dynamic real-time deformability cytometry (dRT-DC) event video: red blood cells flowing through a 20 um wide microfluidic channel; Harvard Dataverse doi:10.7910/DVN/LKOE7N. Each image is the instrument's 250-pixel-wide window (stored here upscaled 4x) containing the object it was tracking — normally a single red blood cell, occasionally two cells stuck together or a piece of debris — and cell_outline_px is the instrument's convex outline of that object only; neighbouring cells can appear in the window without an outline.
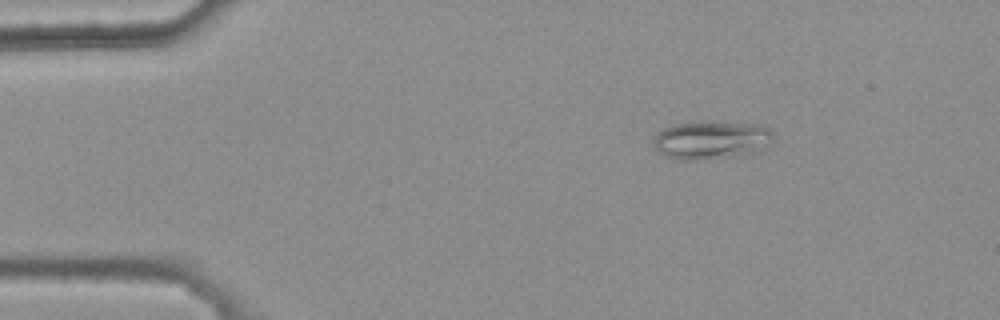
{"species": "common noctule bat (a hibernating species)", "species_latin": "Nyctalus noctula", "temperature_condition": "warm", "stored_images_in_passage": 3, "camera_frame_rate_fps": 3000, "um_per_image_px": 0.085, "animal": {"sex": "female", "body_mass_g": 25.1}, "frame": {"image": 1, "passage_image": 1, "time_ms": 0.0, "image_size_px": [1000, 320], "cell_outline_px": [[772, 140], [748, 148], [708, 160], [676, 160], [660, 152], [652, 144], [656, 132], [672, 124], [700, 120], [708, 120], [764, 124], [772, 132]], "centroid_in_image_um": [60.26, 11.81], "position_along_channel_um": 24.7, "area_um2": 25.89}}